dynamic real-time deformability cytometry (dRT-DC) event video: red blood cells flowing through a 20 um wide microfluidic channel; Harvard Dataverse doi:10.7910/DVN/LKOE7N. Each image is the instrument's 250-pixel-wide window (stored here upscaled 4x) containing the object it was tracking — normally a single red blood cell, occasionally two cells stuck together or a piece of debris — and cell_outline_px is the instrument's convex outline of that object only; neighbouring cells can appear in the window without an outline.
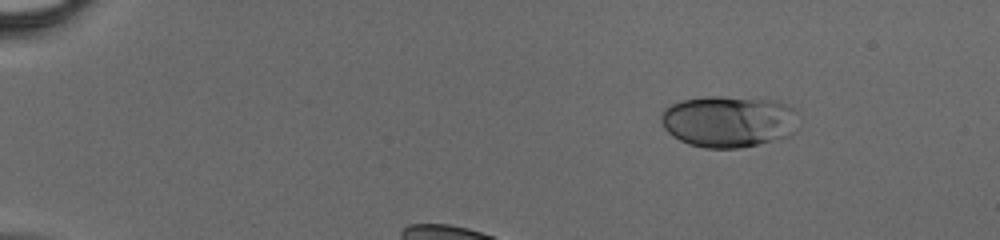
{"species": "human", "species_latin": "Homo sapiens", "temperature_condition": "cold", "stored_images_in_passage": 28, "camera_frame_rate_fps": 3000, "um_per_image_px": 0.085, "donor": {"sex": "male"}, "frame": {"image": 1, "passage_image": 1, "time_ms": 0.0, "image_size_px": [1000, 240], "cell_outline_px": [[796, 132], [788, 136], [740, 148], [704, 148], [688, 144], [672, 136], [664, 128], [660, 120], [660, 116], [664, 108], [680, 100], [708, 96], [720, 96], [772, 100], [784, 104], [792, 108]], "centroid_in_image_um": [61.85, 10.32], "position_along_channel_um": 23.2, "area_um2": 41.1}}
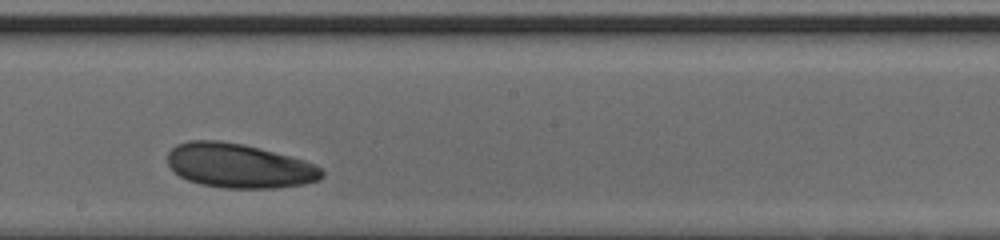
{"frame": {"image": 2, "passage_image": 17, "time_ms": 5.333, "image_size_px": [1000, 240], "cell_outline_px": [[324, 176], [316, 180], [304, 184], [276, 188], [224, 188], [200, 184], [188, 180], [180, 176], [168, 164], [168, 152], [176, 144], [188, 140], [216, 140], [244, 144], [260, 148], [304, 160], [320, 168], [324, 172]], "centroid_in_image_um": [20.3, 14.08], "position_along_channel_um": 227.9, "area_um2": 39.77}}
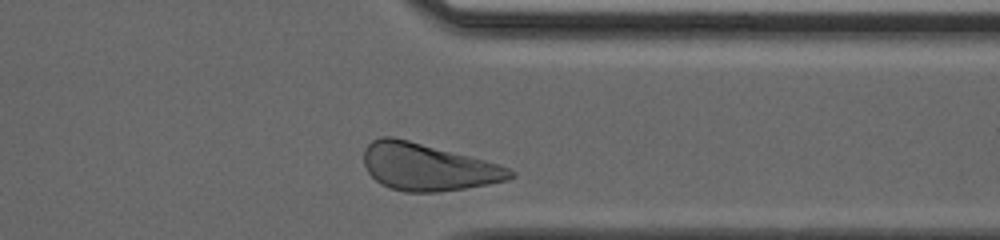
{"frame": {"image": 3, "passage_image": 27, "time_ms": 8.667, "image_size_px": [1000, 240], "cell_outline_px": [[516, 176], [508, 180], [488, 184], [440, 192], [404, 192], [380, 184], [368, 172], [364, 164], [364, 148], [372, 140], [380, 136], [392, 136], [408, 140], [484, 160], [508, 168], [516, 172]], "centroid_in_image_um": [36.33, 14.2], "position_along_channel_um": 375.1, "area_um2": 39.94}}